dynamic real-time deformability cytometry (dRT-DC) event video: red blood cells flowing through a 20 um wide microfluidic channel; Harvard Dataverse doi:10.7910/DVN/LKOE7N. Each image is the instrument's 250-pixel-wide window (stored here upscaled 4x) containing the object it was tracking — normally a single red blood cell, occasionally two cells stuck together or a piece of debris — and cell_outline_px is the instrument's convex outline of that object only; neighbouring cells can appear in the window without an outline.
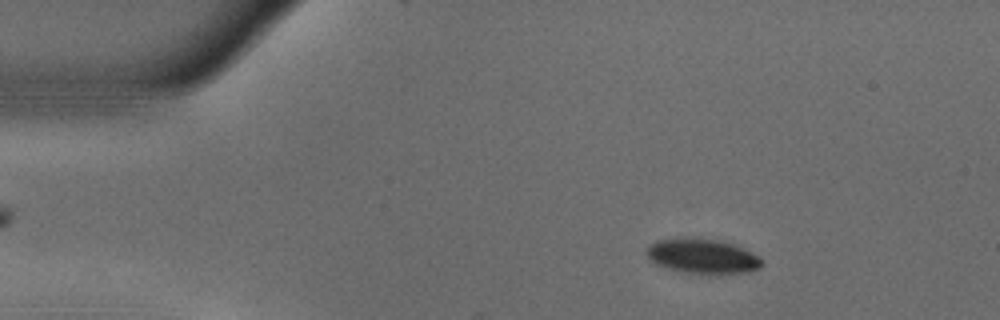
{"species": "common noctule bat (a hibernating species)", "species_latin": "Nyctalus noctula", "temperature_condition": "warm", "stored_images_in_passage": 54, "camera_frame_rate_fps": 3000, "um_per_image_px": 0.085, "animal": {"sex": "male", "body_mass_g": 18.8}, "frame": {"image": 1, "passage_image": 8, "time_ms": 2.333, "image_size_px": [1000, 320], "cell_outline_px": [[764, 264], [760, 268], [748, 272], [684, 272], [668, 268], [656, 264], [644, 252], [652, 244], [660, 240], [676, 236], [696, 236], [720, 240], [744, 248], [760, 256]], "centroid_in_image_um": [59.72, 21.71], "position_along_channel_um": 25.3, "area_um2": 23.35}}
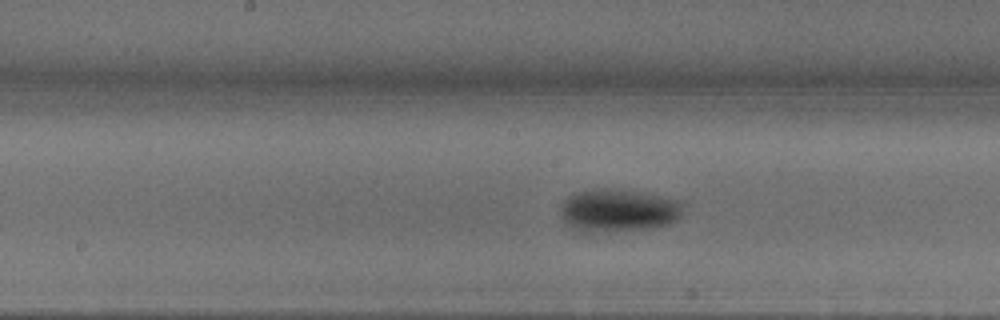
{"frame": {"image": 2, "passage_image": 27, "time_ms": 8.667, "image_size_px": [1000, 320], "cell_outline_px": [[680, 216], [676, 220], [668, 224], [644, 228], [592, 232], [580, 232], [564, 224], [560, 216], [560, 204], [568, 196], [576, 192], [588, 188], [604, 188], [632, 192], [680, 200]], "centroid_in_image_um": [52.41, 17.89], "position_along_channel_um": 195.8, "area_um2": 30.17}}
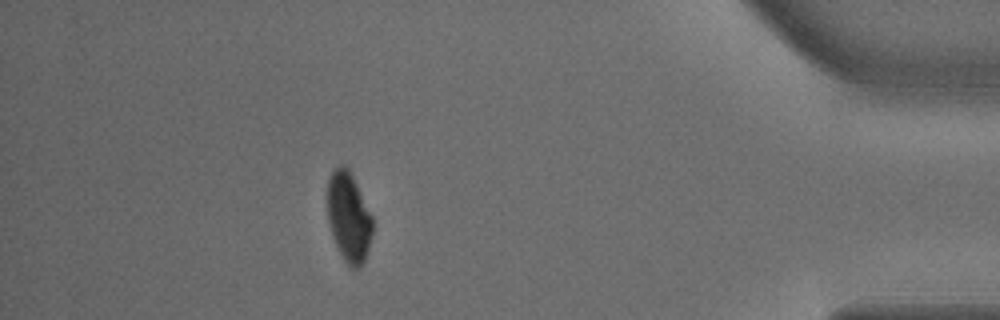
{"frame": {"image": 3, "passage_image": 48, "time_ms": 15.667, "image_size_px": [1000, 320], "cell_outline_px": [[372, 236], [364, 260], [360, 268], [352, 268], [344, 260], [336, 248], [328, 224], [328, 180], [332, 172], [340, 164], [344, 164], [348, 168], [372, 216]], "centroid_in_image_um": [29.63, 18.48], "position_along_channel_um": 405.6, "area_um2": 23.41}, "authors_computed_cell_mechanics": {"area_um2": 26.2123, "velocity_mm_per_s": 3.7022, "shape_relaxation_time_tau1_ms": 4.1034, "shape_relaxation_time_tau2_ms": null, "deformation_change_tau1": 0.1355, "deformation_change_tau2": null}}